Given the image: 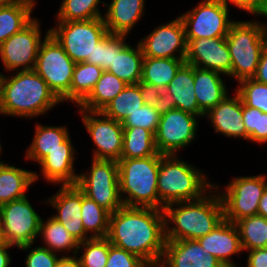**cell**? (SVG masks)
<instances>
[{"label": "cell", "instance_id": "cell-1", "mask_svg": "<svg viewBox=\"0 0 267 267\" xmlns=\"http://www.w3.org/2000/svg\"><path fill=\"white\" fill-rule=\"evenodd\" d=\"M106 238L147 263H158L166 245L163 210L123 205L110 213Z\"/></svg>", "mask_w": 267, "mask_h": 267}, {"label": "cell", "instance_id": "cell-2", "mask_svg": "<svg viewBox=\"0 0 267 267\" xmlns=\"http://www.w3.org/2000/svg\"><path fill=\"white\" fill-rule=\"evenodd\" d=\"M163 213L166 241L197 240L224 220L222 201L214 187L201 199L165 205Z\"/></svg>", "mask_w": 267, "mask_h": 267}, {"label": "cell", "instance_id": "cell-3", "mask_svg": "<svg viewBox=\"0 0 267 267\" xmlns=\"http://www.w3.org/2000/svg\"><path fill=\"white\" fill-rule=\"evenodd\" d=\"M62 101L35 71H17L3 75L1 84L0 115L32 118L44 115Z\"/></svg>", "mask_w": 267, "mask_h": 267}, {"label": "cell", "instance_id": "cell-4", "mask_svg": "<svg viewBox=\"0 0 267 267\" xmlns=\"http://www.w3.org/2000/svg\"><path fill=\"white\" fill-rule=\"evenodd\" d=\"M203 171L183 161L177 155H162L157 178L159 210L174 202L201 199L213 184Z\"/></svg>", "mask_w": 267, "mask_h": 267}, {"label": "cell", "instance_id": "cell-5", "mask_svg": "<svg viewBox=\"0 0 267 267\" xmlns=\"http://www.w3.org/2000/svg\"><path fill=\"white\" fill-rule=\"evenodd\" d=\"M161 155L118 161L119 192L128 207L159 209L157 178Z\"/></svg>", "mask_w": 267, "mask_h": 267}, {"label": "cell", "instance_id": "cell-6", "mask_svg": "<svg viewBox=\"0 0 267 267\" xmlns=\"http://www.w3.org/2000/svg\"><path fill=\"white\" fill-rule=\"evenodd\" d=\"M256 21H234L226 36L231 55V77L237 82L252 78L267 44V25Z\"/></svg>", "mask_w": 267, "mask_h": 267}, {"label": "cell", "instance_id": "cell-7", "mask_svg": "<svg viewBox=\"0 0 267 267\" xmlns=\"http://www.w3.org/2000/svg\"><path fill=\"white\" fill-rule=\"evenodd\" d=\"M75 64L48 30L40 44L34 70L62 102L70 101Z\"/></svg>", "mask_w": 267, "mask_h": 267}, {"label": "cell", "instance_id": "cell-8", "mask_svg": "<svg viewBox=\"0 0 267 267\" xmlns=\"http://www.w3.org/2000/svg\"><path fill=\"white\" fill-rule=\"evenodd\" d=\"M57 22L49 33L75 63L92 59L95 44L108 33L103 18Z\"/></svg>", "mask_w": 267, "mask_h": 267}, {"label": "cell", "instance_id": "cell-9", "mask_svg": "<svg viewBox=\"0 0 267 267\" xmlns=\"http://www.w3.org/2000/svg\"><path fill=\"white\" fill-rule=\"evenodd\" d=\"M87 173H80L76 186L88 198L114 213L123 206L118 180V162L115 160L92 158Z\"/></svg>", "mask_w": 267, "mask_h": 267}, {"label": "cell", "instance_id": "cell-10", "mask_svg": "<svg viewBox=\"0 0 267 267\" xmlns=\"http://www.w3.org/2000/svg\"><path fill=\"white\" fill-rule=\"evenodd\" d=\"M267 177L263 174L256 176H240L231 180L224 191L219 192L217 184H213L220 195L224 219L236 221L257 215L259 201L267 187Z\"/></svg>", "mask_w": 267, "mask_h": 267}, {"label": "cell", "instance_id": "cell-11", "mask_svg": "<svg viewBox=\"0 0 267 267\" xmlns=\"http://www.w3.org/2000/svg\"><path fill=\"white\" fill-rule=\"evenodd\" d=\"M24 197L0 205V230L3 242L20 246L34 244L39 236L41 217Z\"/></svg>", "mask_w": 267, "mask_h": 267}, {"label": "cell", "instance_id": "cell-12", "mask_svg": "<svg viewBox=\"0 0 267 267\" xmlns=\"http://www.w3.org/2000/svg\"><path fill=\"white\" fill-rule=\"evenodd\" d=\"M229 7L219 0H202L180 15L186 39L226 37L234 22L229 19Z\"/></svg>", "mask_w": 267, "mask_h": 267}, {"label": "cell", "instance_id": "cell-13", "mask_svg": "<svg viewBox=\"0 0 267 267\" xmlns=\"http://www.w3.org/2000/svg\"><path fill=\"white\" fill-rule=\"evenodd\" d=\"M40 25L39 20L33 18L0 45V58L5 71L34 70L38 50L43 41Z\"/></svg>", "mask_w": 267, "mask_h": 267}, {"label": "cell", "instance_id": "cell-14", "mask_svg": "<svg viewBox=\"0 0 267 267\" xmlns=\"http://www.w3.org/2000/svg\"><path fill=\"white\" fill-rule=\"evenodd\" d=\"M198 116L173 109L160 117L155 133V145L162 155H177L179 149L187 147L197 136Z\"/></svg>", "mask_w": 267, "mask_h": 267}, {"label": "cell", "instance_id": "cell-15", "mask_svg": "<svg viewBox=\"0 0 267 267\" xmlns=\"http://www.w3.org/2000/svg\"><path fill=\"white\" fill-rule=\"evenodd\" d=\"M79 111L84 126L96 146L92 158L118 162L122 154V123L105 116L101 111Z\"/></svg>", "mask_w": 267, "mask_h": 267}, {"label": "cell", "instance_id": "cell-16", "mask_svg": "<svg viewBox=\"0 0 267 267\" xmlns=\"http://www.w3.org/2000/svg\"><path fill=\"white\" fill-rule=\"evenodd\" d=\"M139 44L144 57L185 58L187 41L181 17L178 16L168 24L165 23L154 28L150 34L139 41Z\"/></svg>", "mask_w": 267, "mask_h": 267}, {"label": "cell", "instance_id": "cell-17", "mask_svg": "<svg viewBox=\"0 0 267 267\" xmlns=\"http://www.w3.org/2000/svg\"><path fill=\"white\" fill-rule=\"evenodd\" d=\"M185 62L231 77V55L226 37L186 39Z\"/></svg>", "mask_w": 267, "mask_h": 267}, {"label": "cell", "instance_id": "cell-18", "mask_svg": "<svg viewBox=\"0 0 267 267\" xmlns=\"http://www.w3.org/2000/svg\"><path fill=\"white\" fill-rule=\"evenodd\" d=\"M47 203L58 212L51 217L61 223L74 238L79 242L91 239L82 223V191L76 185H61L58 192L48 198Z\"/></svg>", "mask_w": 267, "mask_h": 267}, {"label": "cell", "instance_id": "cell-19", "mask_svg": "<svg viewBox=\"0 0 267 267\" xmlns=\"http://www.w3.org/2000/svg\"><path fill=\"white\" fill-rule=\"evenodd\" d=\"M160 263L164 267H224L197 240L166 241Z\"/></svg>", "mask_w": 267, "mask_h": 267}, {"label": "cell", "instance_id": "cell-20", "mask_svg": "<svg viewBox=\"0 0 267 267\" xmlns=\"http://www.w3.org/2000/svg\"><path fill=\"white\" fill-rule=\"evenodd\" d=\"M202 248L215 256L224 267H238L231 258L243 252L235 223L223 220L210 233L197 239Z\"/></svg>", "mask_w": 267, "mask_h": 267}, {"label": "cell", "instance_id": "cell-21", "mask_svg": "<svg viewBox=\"0 0 267 267\" xmlns=\"http://www.w3.org/2000/svg\"><path fill=\"white\" fill-rule=\"evenodd\" d=\"M204 117L209 118L215 132L248 141V133L243 123V103L237 92L233 97L226 95Z\"/></svg>", "mask_w": 267, "mask_h": 267}, {"label": "cell", "instance_id": "cell-22", "mask_svg": "<svg viewBox=\"0 0 267 267\" xmlns=\"http://www.w3.org/2000/svg\"><path fill=\"white\" fill-rule=\"evenodd\" d=\"M75 148L70 136L64 141V149H55L47 154L40 162L42 176L54 184L76 185L78 175L74 168Z\"/></svg>", "mask_w": 267, "mask_h": 267}, {"label": "cell", "instance_id": "cell-23", "mask_svg": "<svg viewBox=\"0 0 267 267\" xmlns=\"http://www.w3.org/2000/svg\"><path fill=\"white\" fill-rule=\"evenodd\" d=\"M126 37L115 34V59L107 71L127 84H138L142 77L143 51L139 42L136 48L126 43Z\"/></svg>", "mask_w": 267, "mask_h": 267}, {"label": "cell", "instance_id": "cell-24", "mask_svg": "<svg viewBox=\"0 0 267 267\" xmlns=\"http://www.w3.org/2000/svg\"><path fill=\"white\" fill-rule=\"evenodd\" d=\"M102 4L107 8L103 20L111 34L128 36L145 11V0H112Z\"/></svg>", "mask_w": 267, "mask_h": 267}, {"label": "cell", "instance_id": "cell-25", "mask_svg": "<svg viewBox=\"0 0 267 267\" xmlns=\"http://www.w3.org/2000/svg\"><path fill=\"white\" fill-rule=\"evenodd\" d=\"M221 76L218 72L194 67L195 95L199 109L204 114L229 95Z\"/></svg>", "mask_w": 267, "mask_h": 267}, {"label": "cell", "instance_id": "cell-26", "mask_svg": "<svg viewBox=\"0 0 267 267\" xmlns=\"http://www.w3.org/2000/svg\"><path fill=\"white\" fill-rule=\"evenodd\" d=\"M175 99L176 109L191 113L198 117L205 114L199 109L194 90V66L184 63L175 77L165 87Z\"/></svg>", "mask_w": 267, "mask_h": 267}, {"label": "cell", "instance_id": "cell-27", "mask_svg": "<svg viewBox=\"0 0 267 267\" xmlns=\"http://www.w3.org/2000/svg\"><path fill=\"white\" fill-rule=\"evenodd\" d=\"M39 174L22 168L0 164V205L26 197V190L38 180Z\"/></svg>", "mask_w": 267, "mask_h": 267}, {"label": "cell", "instance_id": "cell-28", "mask_svg": "<svg viewBox=\"0 0 267 267\" xmlns=\"http://www.w3.org/2000/svg\"><path fill=\"white\" fill-rule=\"evenodd\" d=\"M35 134L25 158L39 163L47 154L55 149H64V141L69 137L65 126H48L36 124Z\"/></svg>", "mask_w": 267, "mask_h": 267}, {"label": "cell", "instance_id": "cell-29", "mask_svg": "<svg viewBox=\"0 0 267 267\" xmlns=\"http://www.w3.org/2000/svg\"><path fill=\"white\" fill-rule=\"evenodd\" d=\"M127 83L104 70L90 94L78 105L87 111H102L125 87Z\"/></svg>", "mask_w": 267, "mask_h": 267}, {"label": "cell", "instance_id": "cell-30", "mask_svg": "<svg viewBox=\"0 0 267 267\" xmlns=\"http://www.w3.org/2000/svg\"><path fill=\"white\" fill-rule=\"evenodd\" d=\"M35 4V0H21L0 6V45L34 18L31 14Z\"/></svg>", "mask_w": 267, "mask_h": 267}, {"label": "cell", "instance_id": "cell-31", "mask_svg": "<svg viewBox=\"0 0 267 267\" xmlns=\"http://www.w3.org/2000/svg\"><path fill=\"white\" fill-rule=\"evenodd\" d=\"M184 63L185 58L144 57L140 82L155 85L161 90L165 89Z\"/></svg>", "mask_w": 267, "mask_h": 267}, {"label": "cell", "instance_id": "cell-32", "mask_svg": "<svg viewBox=\"0 0 267 267\" xmlns=\"http://www.w3.org/2000/svg\"><path fill=\"white\" fill-rule=\"evenodd\" d=\"M161 155L155 145V135L142 127H123L121 158L137 159Z\"/></svg>", "mask_w": 267, "mask_h": 267}, {"label": "cell", "instance_id": "cell-33", "mask_svg": "<svg viewBox=\"0 0 267 267\" xmlns=\"http://www.w3.org/2000/svg\"><path fill=\"white\" fill-rule=\"evenodd\" d=\"M39 235L44 240L45 248L50 251L58 253L60 251L72 252L71 250H73V255H77L80 242L53 217L48 218L45 222L41 219Z\"/></svg>", "mask_w": 267, "mask_h": 267}, {"label": "cell", "instance_id": "cell-34", "mask_svg": "<svg viewBox=\"0 0 267 267\" xmlns=\"http://www.w3.org/2000/svg\"><path fill=\"white\" fill-rule=\"evenodd\" d=\"M139 84H127V86L101 111L105 116L117 122H123L129 115L144 105Z\"/></svg>", "mask_w": 267, "mask_h": 267}, {"label": "cell", "instance_id": "cell-35", "mask_svg": "<svg viewBox=\"0 0 267 267\" xmlns=\"http://www.w3.org/2000/svg\"><path fill=\"white\" fill-rule=\"evenodd\" d=\"M103 71L101 67L93 64L76 63L70 86V101L78 106L90 94Z\"/></svg>", "mask_w": 267, "mask_h": 267}, {"label": "cell", "instance_id": "cell-36", "mask_svg": "<svg viewBox=\"0 0 267 267\" xmlns=\"http://www.w3.org/2000/svg\"><path fill=\"white\" fill-rule=\"evenodd\" d=\"M243 251L267 248V218L252 215L235 222Z\"/></svg>", "mask_w": 267, "mask_h": 267}, {"label": "cell", "instance_id": "cell-37", "mask_svg": "<svg viewBox=\"0 0 267 267\" xmlns=\"http://www.w3.org/2000/svg\"><path fill=\"white\" fill-rule=\"evenodd\" d=\"M110 212L82 192L81 218L85 232L91 238H106L109 231Z\"/></svg>", "mask_w": 267, "mask_h": 267}, {"label": "cell", "instance_id": "cell-38", "mask_svg": "<svg viewBox=\"0 0 267 267\" xmlns=\"http://www.w3.org/2000/svg\"><path fill=\"white\" fill-rule=\"evenodd\" d=\"M100 0H63L55 15L58 21H77L103 18Z\"/></svg>", "mask_w": 267, "mask_h": 267}, {"label": "cell", "instance_id": "cell-39", "mask_svg": "<svg viewBox=\"0 0 267 267\" xmlns=\"http://www.w3.org/2000/svg\"><path fill=\"white\" fill-rule=\"evenodd\" d=\"M110 245L107 238H91L80 242L77 253L83 251L78 257L81 267H105Z\"/></svg>", "mask_w": 267, "mask_h": 267}, {"label": "cell", "instance_id": "cell-40", "mask_svg": "<svg viewBox=\"0 0 267 267\" xmlns=\"http://www.w3.org/2000/svg\"><path fill=\"white\" fill-rule=\"evenodd\" d=\"M237 83H239V87L235 92L239 94L242 103L267 113V84L253 78H245Z\"/></svg>", "mask_w": 267, "mask_h": 267}, {"label": "cell", "instance_id": "cell-41", "mask_svg": "<svg viewBox=\"0 0 267 267\" xmlns=\"http://www.w3.org/2000/svg\"><path fill=\"white\" fill-rule=\"evenodd\" d=\"M243 123L249 141L261 145L267 142V113L243 104Z\"/></svg>", "mask_w": 267, "mask_h": 267}, {"label": "cell", "instance_id": "cell-42", "mask_svg": "<svg viewBox=\"0 0 267 267\" xmlns=\"http://www.w3.org/2000/svg\"><path fill=\"white\" fill-rule=\"evenodd\" d=\"M161 115L150 105H142L122 122L123 127H142L156 133Z\"/></svg>", "mask_w": 267, "mask_h": 267}, {"label": "cell", "instance_id": "cell-43", "mask_svg": "<svg viewBox=\"0 0 267 267\" xmlns=\"http://www.w3.org/2000/svg\"><path fill=\"white\" fill-rule=\"evenodd\" d=\"M115 59V34L107 33L97 44L92 52V59L84 62L107 70Z\"/></svg>", "mask_w": 267, "mask_h": 267}, {"label": "cell", "instance_id": "cell-44", "mask_svg": "<svg viewBox=\"0 0 267 267\" xmlns=\"http://www.w3.org/2000/svg\"><path fill=\"white\" fill-rule=\"evenodd\" d=\"M32 245L33 244H28L18 247V249L23 251H30L25 259L26 267H56L59 260L57 253L50 251L44 246H37L36 248L32 249Z\"/></svg>", "mask_w": 267, "mask_h": 267}, {"label": "cell", "instance_id": "cell-45", "mask_svg": "<svg viewBox=\"0 0 267 267\" xmlns=\"http://www.w3.org/2000/svg\"><path fill=\"white\" fill-rule=\"evenodd\" d=\"M147 264L139 256L111 244L105 267H145Z\"/></svg>", "mask_w": 267, "mask_h": 267}, {"label": "cell", "instance_id": "cell-46", "mask_svg": "<svg viewBox=\"0 0 267 267\" xmlns=\"http://www.w3.org/2000/svg\"><path fill=\"white\" fill-rule=\"evenodd\" d=\"M226 7L229 3L235 4L237 8L253 14V16H265L267 9V0H219ZM229 2V3H228Z\"/></svg>", "mask_w": 267, "mask_h": 267}, {"label": "cell", "instance_id": "cell-47", "mask_svg": "<svg viewBox=\"0 0 267 267\" xmlns=\"http://www.w3.org/2000/svg\"><path fill=\"white\" fill-rule=\"evenodd\" d=\"M138 84L140 85V92L144 103L155 108L161 89L146 82H139Z\"/></svg>", "mask_w": 267, "mask_h": 267}, {"label": "cell", "instance_id": "cell-48", "mask_svg": "<svg viewBox=\"0 0 267 267\" xmlns=\"http://www.w3.org/2000/svg\"><path fill=\"white\" fill-rule=\"evenodd\" d=\"M160 115L167 113L170 110L176 109L175 99L169 91L162 89L158 102L154 108Z\"/></svg>", "mask_w": 267, "mask_h": 267}, {"label": "cell", "instance_id": "cell-49", "mask_svg": "<svg viewBox=\"0 0 267 267\" xmlns=\"http://www.w3.org/2000/svg\"><path fill=\"white\" fill-rule=\"evenodd\" d=\"M247 267H267V248L248 251Z\"/></svg>", "mask_w": 267, "mask_h": 267}, {"label": "cell", "instance_id": "cell-50", "mask_svg": "<svg viewBox=\"0 0 267 267\" xmlns=\"http://www.w3.org/2000/svg\"><path fill=\"white\" fill-rule=\"evenodd\" d=\"M252 78L258 82L267 84V44L260 55L256 74Z\"/></svg>", "mask_w": 267, "mask_h": 267}, {"label": "cell", "instance_id": "cell-51", "mask_svg": "<svg viewBox=\"0 0 267 267\" xmlns=\"http://www.w3.org/2000/svg\"><path fill=\"white\" fill-rule=\"evenodd\" d=\"M56 267H81L76 255H63L59 258Z\"/></svg>", "mask_w": 267, "mask_h": 267}, {"label": "cell", "instance_id": "cell-52", "mask_svg": "<svg viewBox=\"0 0 267 267\" xmlns=\"http://www.w3.org/2000/svg\"><path fill=\"white\" fill-rule=\"evenodd\" d=\"M11 247H14L13 245L7 244L6 242H3L0 245V267H9L11 264V257L8 253V249Z\"/></svg>", "mask_w": 267, "mask_h": 267}, {"label": "cell", "instance_id": "cell-53", "mask_svg": "<svg viewBox=\"0 0 267 267\" xmlns=\"http://www.w3.org/2000/svg\"><path fill=\"white\" fill-rule=\"evenodd\" d=\"M257 214L267 218V187L259 201Z\"/></svg>", "mask_w": 267, "mask_h": 267}, {"label": "cell", "instance_id": "cell-54", "mask_svg": "<svg viewBox=\"0 0 267 267\" xmlns=\"http://www.w3.org/2000/svg\"><path fill=\"white\" fill-rule=\"evenodd\" d=\"M21 0H0V6L2 5H10L16 2H20Z\"/></svg>", "mask_w": 267, "mask_h": 267}, {"label": "cell", "instance_id": "cell-55", "mask_svg": "<svg viewBox=\"0 0 267 267\" xmlns=\"http://www.w3.org/2000/svg\"><path fill=\"white\" fill-rule=\"evenodd\" d=\"M145 267H164L160 262L158 263H148Z\"/></svg>", "mask_w": 267, "mask_h": 267}, {"label": "cell", "instance_id": "cell-56", "mask_svg": "<svg viewBox=\"0 0 267 267\" xmlns=\"http://www.w3.org/2000/svg\"><path fill=\"white\" fill-rule=\"evenodd\" d=\"M3 74L0 73V98H1V84H2Z\"/></svg>", "mask_w": 267, "mask_h": 267}, {"label": "cell", "instance_id": "cell-57", "mask_svg": "<svg viewBox=\"0 0 267 267\" xmlns=\"http://www.w3.org/2000/svg\"><path fill=\"white\" fill-rule=\"evenodd\" d=\"M2 145L0 144V154L2 153ZM1 156V155H0ZM5 161H0V164L4 163Z\"/></svg>", "mask_w": 267, "mask_h": 267}, {"label": "cell", "instance_id": "cell-58", "mask_svg": "<svg viewBox=\"0 0 267 267\" xmlns=\"http://www.w3.org/2000/svg\"><path fill=\"white\" fill-rule=\"evenodd\" d=\"M3 243V239H2V234H1V230H0V245Z\"/></svg>", "mask_w": 267, "mask_h": 267}]
</instances>
